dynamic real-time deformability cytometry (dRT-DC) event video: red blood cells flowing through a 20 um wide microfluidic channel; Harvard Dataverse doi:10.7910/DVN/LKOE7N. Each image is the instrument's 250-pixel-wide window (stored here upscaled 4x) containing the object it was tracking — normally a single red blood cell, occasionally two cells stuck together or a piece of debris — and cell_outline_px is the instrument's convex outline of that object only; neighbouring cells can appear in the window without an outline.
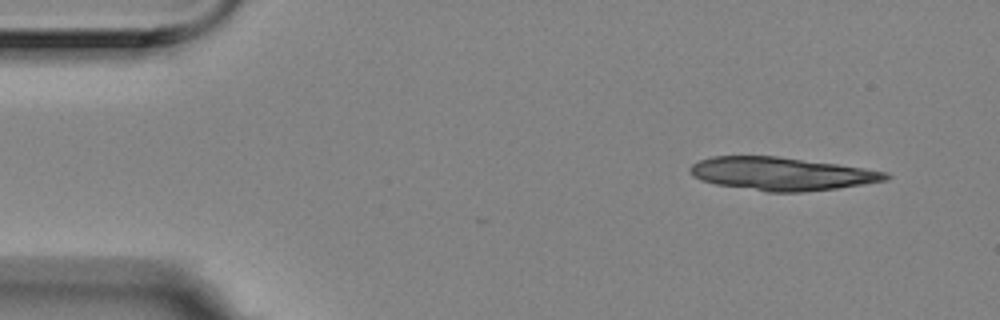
{"species": "Egyptian fruit bat (a non-hibernating species)", "species_latin": "Rousettus aegyptiacus", "temperature_condition": "room temperature", "stored_images_in_passage": 4, "camera_frame_rate_fps": 3000, "um_per_image_px": 0.085, "animal": {"sex": "female"}, "frame": {"image": 1, "passage_image": 1, "time_ms": 0.0, "image_size_px": [1000, 320], "cell_outline_px": [[892, 176], [888, 180], [864, 184], [836, 188], [800, 192], [768, 192], [716, 184], [704, 180], [696, 176], [688, 168], [692, 164], [700, 160], [712, 156], [776, 156], [836, 164], [864, 168], [888, 172]], "centroid_in_image_um": [66.48, 14.77], "position_along_channel_um": 18.5, "area_um2": 37.34}}